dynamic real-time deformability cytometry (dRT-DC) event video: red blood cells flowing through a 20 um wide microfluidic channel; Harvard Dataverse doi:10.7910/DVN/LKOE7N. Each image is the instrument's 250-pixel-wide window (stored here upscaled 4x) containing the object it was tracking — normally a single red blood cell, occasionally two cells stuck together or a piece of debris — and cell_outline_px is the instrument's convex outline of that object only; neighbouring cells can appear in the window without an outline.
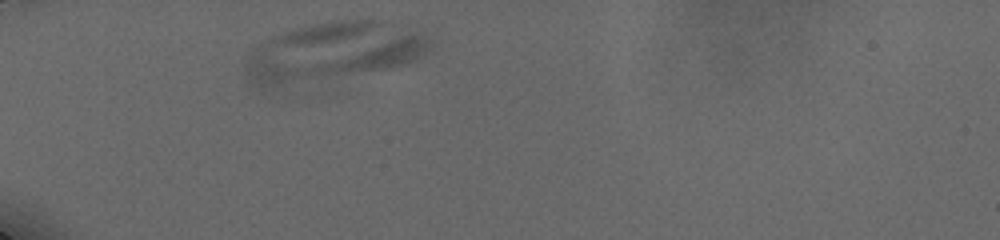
{"species": "human", "species_latin": "Homo sapiens", "temperature_condition": "cold", "stored_images_in_passage": 7, "camera_frame_rate_fps": 3000, "um_per_image_px": 0.085, "donor": {"sex": "male"}, "frame": {"image": 1, "passage_image": 1, "time_ms": 0.0, "image_size_px": [1000, 240], "cell_outline_px": [[432, 48], [424, 56], [408, 64], [388, 68], [260, 92], [248, 80], [244, 68], [248, 56], [252, 48], [256, 44], [272, 36], [296, 28], [336, 20], [376, 20], [416, 32], [432, 40]], "centroid_in_image_um": [28.19, 4.47], "position_along_channel_um": 56.8, "area_um2": 63.87}}
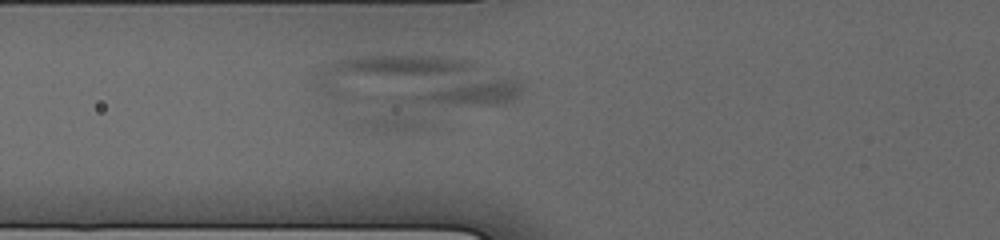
{"frame": {"image": 2, "passage_image": 4, "time_ms": 1.667, "image_size_px": [1000, 240], "cell_outline_px": [[524, 88], [520, 96], [504, 104], [440, 104], [336, 96], [328, 92], [324, 88], [320, 72], [320, 68], [336, 60], [360, 56], [440, 56], [468, 60], [516, 80], [524, 84]], "centroid_in_image_um": [35.61, 6.83], "position_along_channel_um": 90.2, "area_um2": 57.22}}